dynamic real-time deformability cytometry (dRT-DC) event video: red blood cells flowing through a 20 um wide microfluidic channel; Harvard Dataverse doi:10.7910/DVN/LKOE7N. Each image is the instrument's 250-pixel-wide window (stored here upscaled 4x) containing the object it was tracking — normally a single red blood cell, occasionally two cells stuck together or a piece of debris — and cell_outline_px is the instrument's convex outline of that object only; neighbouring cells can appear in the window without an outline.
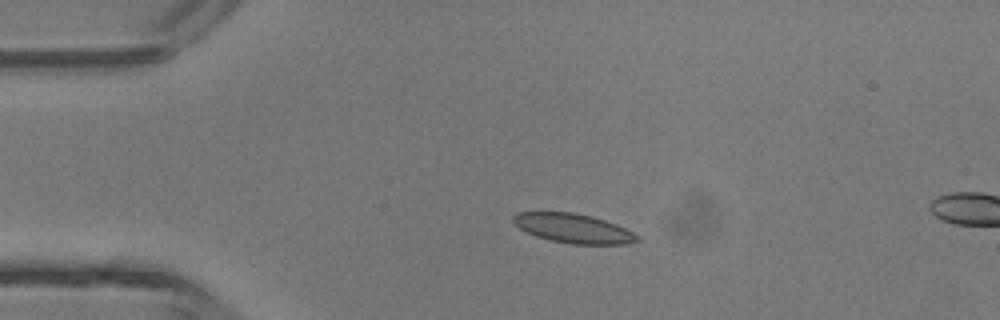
{"species": "common noctule bat (a hibernating species)", "species_latin": "Nyctalus noctula", "temperature_condition": "room temperature", "stored_images_in_passage": 3, "camera_frame_rate_fps": 3000, "um_per_image_px": 0.085, "animal": {"sex": "male", "body_mass_g": 13.3}, "frame": {"image": 1, "passage_image": 2, "time_ms": 1.0, "image_size_px": [1000, 320], "cell_outline_px": [[640, 240], [628, 244], [572, 244], [552, 240], [536, 236], [520, 228], [512, 220], [512, 216], [516, 212], [572, 212], [592, 216], [616, 224], [640, 236]], "centroid_in_image_um": [48.75, 19.4], "position_along_channel_um": 36.3, "area_um2": 21.04}}